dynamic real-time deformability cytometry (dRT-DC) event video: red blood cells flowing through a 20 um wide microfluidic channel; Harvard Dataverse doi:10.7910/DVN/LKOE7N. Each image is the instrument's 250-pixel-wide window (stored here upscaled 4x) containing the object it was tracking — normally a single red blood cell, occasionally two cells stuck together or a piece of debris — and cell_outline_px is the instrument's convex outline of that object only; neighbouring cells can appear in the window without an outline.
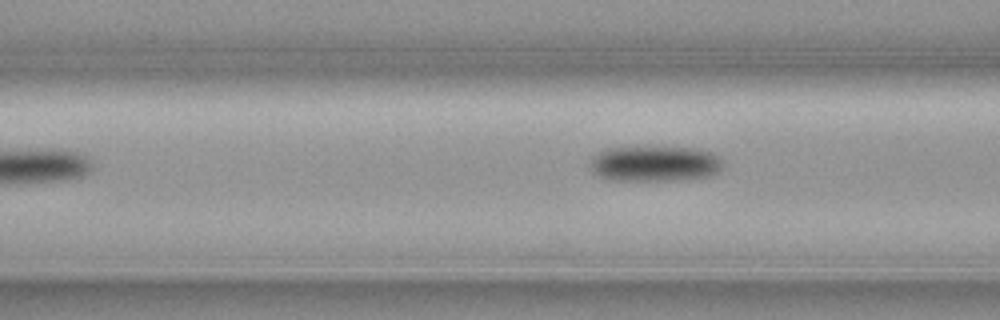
{"species": "common noctule bat (a hibernating species)", "species_latin": "Nyctalus noctula", "temperature_condition": "cold", "stored_images_in_passage": 4, "camera_frame_rate_fps": 3000, "um_per_image_px": 0.085, "animal": {"sex": "female", "body_mass_g": 19.3, "forearm_length_mm": 54.1}, "frame": {"image": 1, "passage_image": 4, "time_ms": 1.0, "image_size_px": [1000, 320], "cell_outline_px": [[724, 160], [720, 172], [712, 176], [680, 180], [608, 180], [592, 172], [588, 168], [588, 164], [592, 156], [608, 148], [696, 148], [712, 152], [720, 156]], "centroid_in_image_um": [55.69, 13.93], "position_along_channel_um": 110.9, "area_um2": 27.8}}